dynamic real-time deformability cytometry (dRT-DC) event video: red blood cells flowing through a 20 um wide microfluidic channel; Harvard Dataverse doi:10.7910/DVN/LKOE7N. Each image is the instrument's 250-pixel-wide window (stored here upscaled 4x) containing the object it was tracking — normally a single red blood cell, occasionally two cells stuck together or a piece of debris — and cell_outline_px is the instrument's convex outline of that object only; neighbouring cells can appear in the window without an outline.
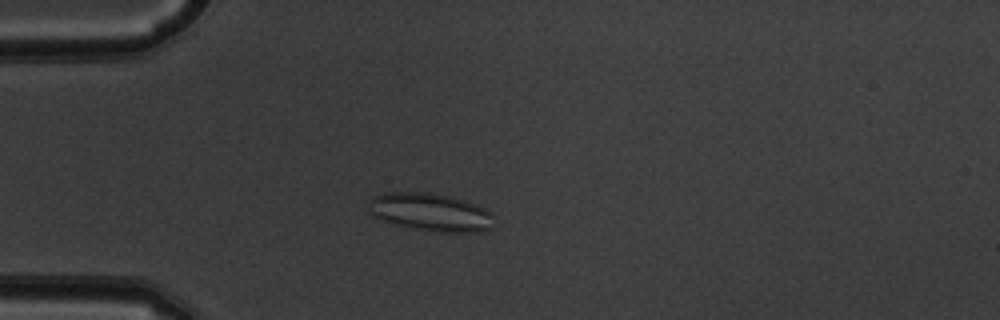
{"species": "common noctule bat (a hibernating species)", "species_latin": "Nyctalus noctula", "temperature_condition": "warm", "stored_images_in_passage": 52, "camera_frame_rate_fps": 3000, "um_per_image_px": 0.085, "animal": {"sex": "male", "body_mass_g": 19.5, "forearm_length_mm": 54.6}, "frame": {"image": 1, "passage_image": 14, "time_ms": 4.333, "image_size_px": [1000, 320], "cell_outline_px": [[496, 228], [480, 232], [436, 232], [396, 224], [372, 216], [364, 208], [368, 200], [372, 196], [384, 192], [428, 192], [452, 196], [464, 200], [484, 208], [492, 212]], "centroid_in_image_um": [36.59, 18.02], "position_along_channel_um": 48.4, "area_um2": 28.38}}
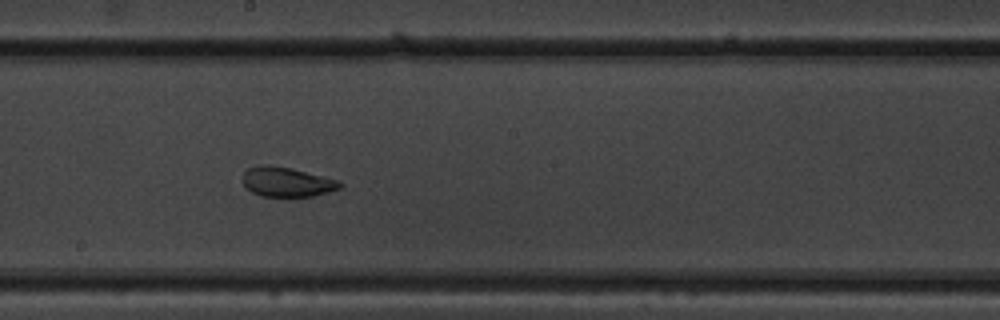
{"frame": {"image": 2, "passage_image": 29, "time_ms": 9.333, "image_size_px": [1000, 320], "cell_outline_px": [[344, 188], [312, 196], [260, 196], [244, 188], [240, 180], [244, 172], [248, 168], [260, 164], [268, 164], [288, 168], [340, 180], [344, 184]], "centroid_in_image_um": [24.35, 15.47], "position_along_channel_um": 223.8, "area_um2": 17.05}}
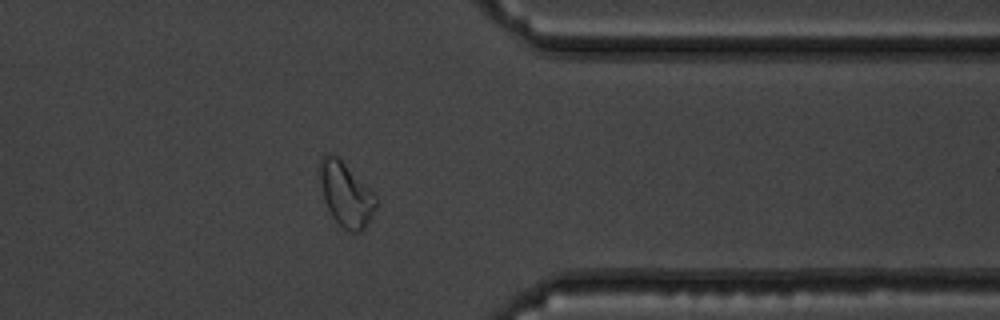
{"frame": {"image": 3, "passage_image": 42, "time_ms": 13.667, "image_size_px": [1000, 320], "cell_outline_px": [[376, 204], [364, 228], [360, 232], [352, 232], [344, 228], [332, 216], [324, 200], [316, 172], [320, 160], [324, 152], [328, 152], [336, 156], [376, 196]], "centroid_in_image_um": [29.31, 16.47], "position_along_channel_um": 382.1, "area_um2": 20.63}, "authors_computed_cell_mechanics": {"area_um2": 22.9755, "velocity_mm_per_s": 3.8377, "shape_relaxation_time_tau1_ms": null, "shape_relaxation_time_tau2_ms": 0.8855, "deformation_change_tau1": null, "deformation_change_tau2": 0.0745}}